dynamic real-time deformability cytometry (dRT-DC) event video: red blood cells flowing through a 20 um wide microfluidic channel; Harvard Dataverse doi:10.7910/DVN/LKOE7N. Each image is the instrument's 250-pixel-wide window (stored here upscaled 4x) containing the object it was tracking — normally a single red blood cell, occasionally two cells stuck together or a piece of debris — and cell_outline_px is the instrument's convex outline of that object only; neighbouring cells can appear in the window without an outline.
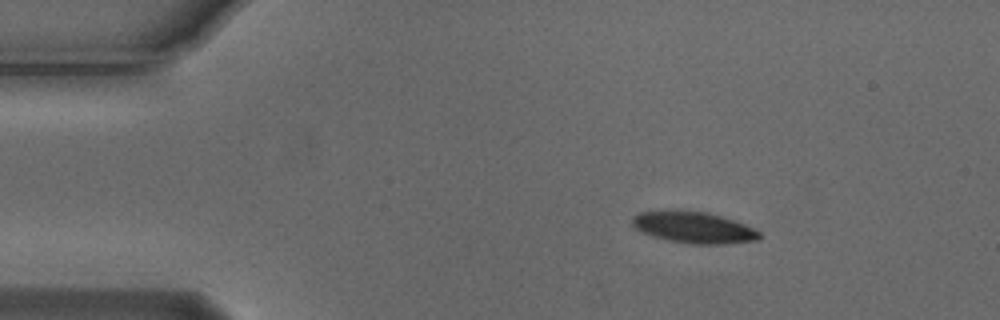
{"species": "Egyptian fruit bat (a non-hibernating species)", "species_latin": "Rousettus aegyptiacus", "temperature_condition": "cold", "stored_images_in_passage": 3, "camera_frame_rate_fps": 3000, "um_per_image_px": 0.085, "animal": {"sex": "male"}, "frame": {"image": 1, "passage_image": 1, "time_ms": 0.0, "image_size_px": [1000, 320], "cell_outline_px": [[764, 236], [760, 240], [720, 244], [692, 244], [668, 240], [652, 236], [640, 232], [632, 224], [632, 216], [640, 212], [672, 208], [708, 212], [744, 224], [760, 232]], "centroid_in_image_um": [58.92, 19.31], "position_along_channel_um": 26.1, "area_um2": 23.76}}